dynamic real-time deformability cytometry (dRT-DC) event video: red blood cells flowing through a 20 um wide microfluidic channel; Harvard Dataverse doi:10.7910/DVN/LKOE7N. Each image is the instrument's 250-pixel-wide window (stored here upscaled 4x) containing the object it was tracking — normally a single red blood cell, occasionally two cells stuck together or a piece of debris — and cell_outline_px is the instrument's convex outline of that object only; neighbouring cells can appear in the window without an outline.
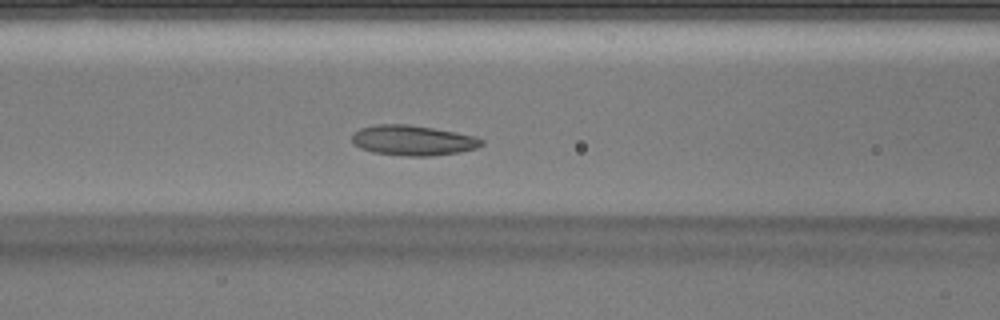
{"species": "Egyptian fruit bat (a non-hibernating species)", "species_latin": "Rousettus aegyptiacus", "temperature_condition": "warm", "stored_images_in_passage": 38, "camera_frame_rate_fps": 3000, "um_per_image_px": 0.085, "animal": {"sex": "male"}, "frame": {"image": 1, "passage_image": 12, "time_ms": 3.667, "image_size_px": [1000, 320], "cell_outline_px": [[484, 144], [476, 148], [460, 152], [432, 156], [408, 156], [372, 152], [360, 148], [352, 144], [352, 136], [360, 128], [376, 124], [408, 124], [456, 132], [476, 136], [484, 140]], "centroid_in_image_um": [35.11, 11.93], "position_along_channel_um": 131.5, "area_um2": 22.89}}